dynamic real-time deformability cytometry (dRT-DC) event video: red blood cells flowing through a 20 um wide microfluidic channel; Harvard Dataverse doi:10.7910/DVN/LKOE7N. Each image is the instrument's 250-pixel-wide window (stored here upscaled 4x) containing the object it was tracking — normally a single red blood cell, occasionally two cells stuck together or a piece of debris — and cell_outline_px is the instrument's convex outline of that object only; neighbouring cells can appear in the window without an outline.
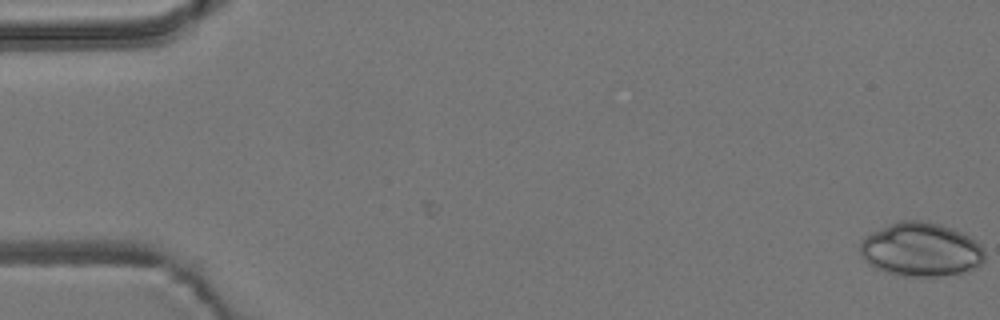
{"species": "common noctule bat (a hibernating species)", "species_latin": "Nyctalus noctula", "temperature_condition": "room temperature", "stored_images_in_passage": 2, "camera_frame_rate_fps": 3000, "um_per_image_px": 0.085, "animal": {"sex": "male", "body_mass_g": 19.2, "forearm_length_mm": 51.8}, "frame": {"image": 1, "passage_image": 2, "time_ms": 0.333, "image_size_px": [1000, 320], "cell_outline_px": [[984, 260], [976, 268], [968, 272], [940, 276], [896, 276], [884, 272], [868, 264], [860, 252], [860, 240], [872, 232], [900, 220], [924, 220], [940, 224], [952, 228], [976, 240], [984, 248]], "centroid_in_image_um": [78.29, 21.23], "position_along_channel_um": 6.7, "area_um2": 39.42}}